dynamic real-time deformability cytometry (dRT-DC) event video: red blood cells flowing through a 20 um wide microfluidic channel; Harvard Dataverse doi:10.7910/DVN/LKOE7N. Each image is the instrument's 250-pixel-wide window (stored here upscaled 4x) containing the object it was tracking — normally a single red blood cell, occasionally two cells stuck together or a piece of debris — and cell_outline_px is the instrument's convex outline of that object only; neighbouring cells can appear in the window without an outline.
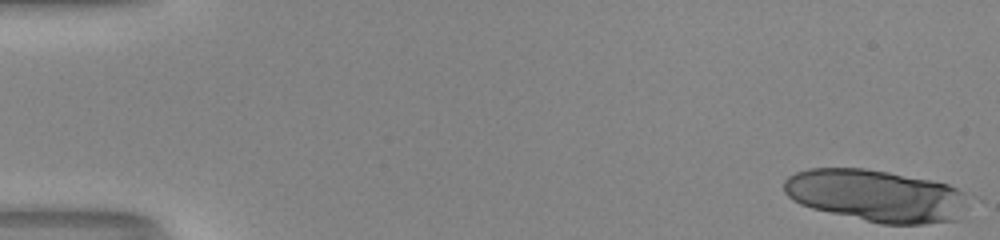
{"species": "human", "species_latin": "Homo sapiens", "temperature_condition": "room temperature", "stored_images_in_passage": 17, "camera_frame_rate_fps": 3000, "um_per_image_px": 0.085, "donor": {"sex": "male"}, "frame": {"image": 1, "passage_image": 1, "time_ms": 0.0, "image_size_px": [1000, 240], "cell_outline_px": [[964, 192], [956, 220], [924, 224], [880, 224], [812, 208], [800, 204], [792, 200], [784, 192], [784, 180], [788, 176], [796, 172], [808, 168], [864, 168], [888, 172], [948, 184]], "centroid_in_image_um": [74.34, 16.62], "position_along_channel_um": 10.7, "area_um2": 55.14}}